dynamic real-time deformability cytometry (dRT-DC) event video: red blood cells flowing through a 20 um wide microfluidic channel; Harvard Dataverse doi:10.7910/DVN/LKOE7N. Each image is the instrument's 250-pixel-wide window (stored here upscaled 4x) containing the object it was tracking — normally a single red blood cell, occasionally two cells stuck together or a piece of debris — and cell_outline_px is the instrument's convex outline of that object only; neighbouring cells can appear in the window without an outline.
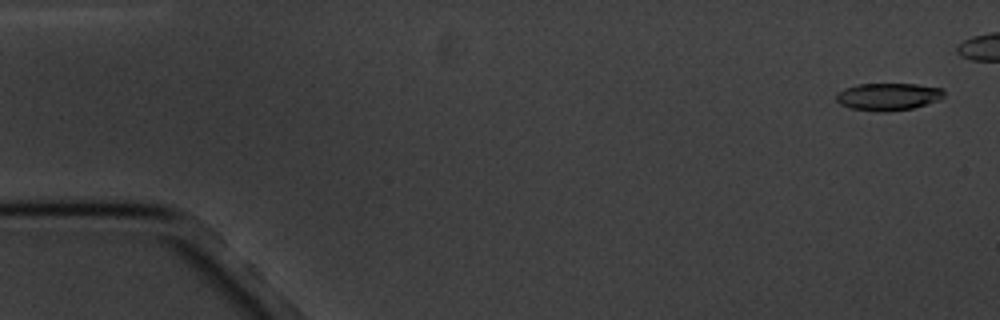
{"species": "common noctule bat (a hibernating species)", "species_latin": "Nyctalus noctula", "temperature_condition": "cold", "stored_images_in_passage": 5, "segment_of_instrument_passage": [2, 2], "camera_frame_rate_fps": 3000, "um_per_image_px": 0.085, "animal": {"sex": "male", "body_mass_g": 20.1, "forearm_length_mm": 53.5}, "frame": {"image": 1, "passage_image": 5, "time_ms": 6.333, "image_size_px": [1000, 320], "cell_outline_px": [[944, 96], [940, 100], [912, 108], [884, 112], [880, 112], [852, 108], [840, 104], [836, 100], [836, 96], [844, 88], [856, 84], [916, 84], [944, 88]], "centroid_in_image_um": [75.52, 8.21], "position_along_channel_um": 9.5, "area_um2": 17.17}}